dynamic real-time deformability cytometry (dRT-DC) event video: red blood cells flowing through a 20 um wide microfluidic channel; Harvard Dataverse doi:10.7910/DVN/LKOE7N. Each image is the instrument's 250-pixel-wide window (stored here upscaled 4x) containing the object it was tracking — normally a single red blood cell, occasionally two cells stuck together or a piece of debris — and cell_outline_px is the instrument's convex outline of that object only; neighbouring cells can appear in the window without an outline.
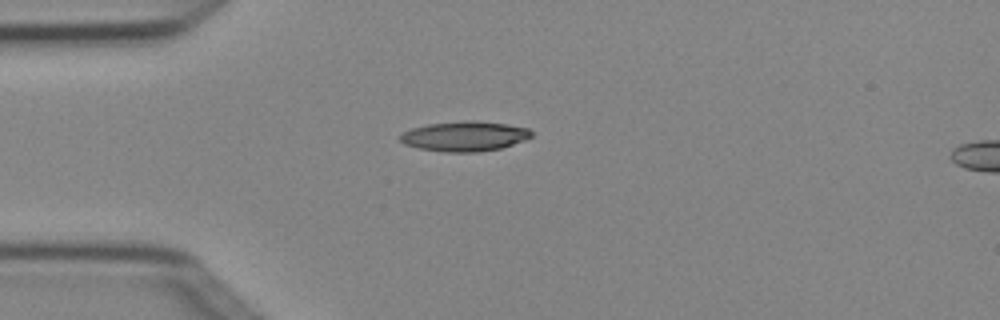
{"species": "Egyptian fruit bat (a non-hibernating species)", "species_latin": "Rousettus aegyptiacus", "temperature_condition": "cold", "stored_images_in_passage": 1, "camera_frame_rate_fps": 3000, "um_per_image_px": 0.085, "animal": {"sex": "female"}, "frame": {"image": 1, "passage_image": 1, "time_ms": 0.0, "image_size_px": [1000, 320], "cell_outline_px": [[532, 136], [524, 140], [500, 148], [476, 152], [444, 152], [416, 148], [404, 144], [400, 140], [400, 136], [404, 132], [412, 128], [428, 124], [468, 120], [476, 120], [508, 124], [528, 128], [532, 132]], "centroid_in_image_um": [39.48, 11.58], "position_along_channel_um": 45.5, "area_um2": 22.89}}